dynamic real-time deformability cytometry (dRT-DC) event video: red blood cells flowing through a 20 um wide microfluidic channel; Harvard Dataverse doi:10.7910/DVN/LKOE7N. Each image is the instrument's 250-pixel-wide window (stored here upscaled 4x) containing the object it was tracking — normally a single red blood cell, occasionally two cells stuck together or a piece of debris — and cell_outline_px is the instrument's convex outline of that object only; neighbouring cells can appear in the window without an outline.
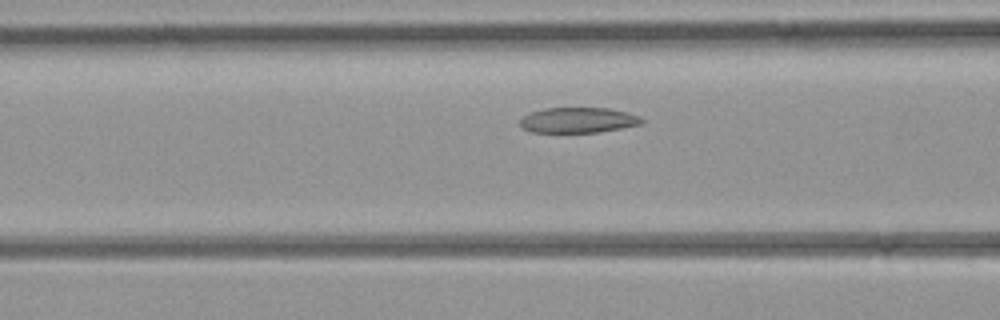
{"species": "common noctule bat (a hibernating species)", "species_latin": "Nyctalus noctula", "temperature_condition": "room temperature", "stored_images_in_passage": 24, "camera_frame_rate_fps": 3000, "um_per_image_px": 0.085, "animal": {"sex": "female", "body_mass_g": 21.9}, "frame": {"image": 1, "passage_image": 8, "time_ms": 2.333, "image_size_px": [1000, 320], "cell_outline_px": [[644, 120], [640, 124], [620, 128], [596, 132], [532, 132], [520, 128], [520, 120], [524, 116], [532, 112], [544, 108], [608, 108], [628, 112], [640, 116]], "centroid_in_image_um": [49.13, 10.21], "position_along_channel_um": 117.5, "area_um2": 17.92}}
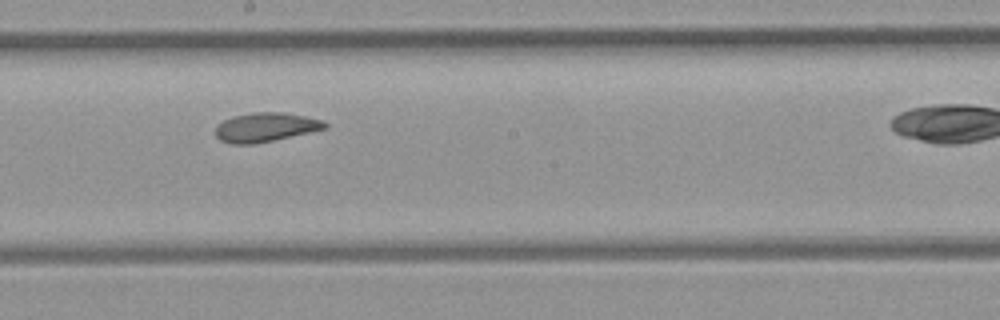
{"frame": {"image": 2, "passage_image": 15, "time_ms": 4.667, "image_size_px": [1000, 320], "cell_outline_px": [[328, 128], [272, 140], [252, 144], [232, 144], [220, 140], [216, 136], [216, 124], [232, 116], [252, 112], [284, 112], [324, 120], [328, 124]], "centroid_in_image_um": [22.56, 10.8], "position_along_channel_um": 225.6, "area_um2": 18.55}}
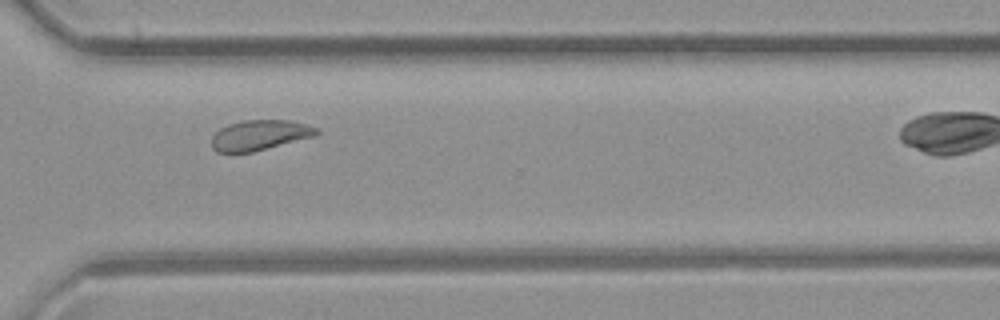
{"frame": {"image": 3, "passage_image": 23, "time_ms": 7.333, "image_size_px": [1000, 320], "cell_outline_px": [[320, 132], [316, 136], [252, 152], [216, 152], [212, 148], [212, 136], [220, 128], [228, 124], [244, 120], [288, 120], [308, 124], [320, 128]], "centroid_in_image_um": [22.12, 11.48], "position_along_channel_um": 348.5, "area_um2": 18.61}}